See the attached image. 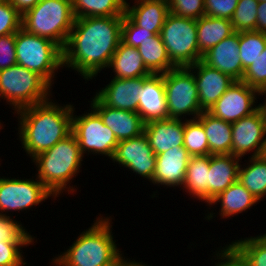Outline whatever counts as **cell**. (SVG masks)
<instances>
[{"label": "cell", "instance_id": "cell-1", "mask_svg": "<svg viewBox=\"0 0 266 266\" xmlns=\"http://www.w3.org/2000/svg\"><path fill=\"white\" fill-rule=\"evenodd\" d=\"M123 16L75 18L63 49V67L86 81L107 69L121 41Z\"/></svg>", "mask_w": 266, "mask_h": 266}, {"label": "cell", "instance_id": "cell-2", "mask_svg": "<svg viewBox=\"0 0 266 266\" xmlns=\"http://www.w3.org/2000/svg\"><path fill=\"white\" fill-rule=\"evenodd\" d=\"M73 105L58 104L52 99L22 108L18 118V135L27 156L32 159L50 149L72 133Z\"/></svg>", "mask_w": 266, "mask_h": 266}, {"label": "cell", "instance_id": "cell-3", "mask_svg": "<svg viewBox=\"0 0 266 266\" xmlns=\"http://www.w3.org/2000/svg\"><path fill=\"white\" fill-rule=\"evenodd\" d=\"M111 217H96L65 252L53 258V266H119L124 255L112 234Z\"/></svg>", "mask_w": 266, "mask_h": 266}, {"label": "cell", "instance_id": "cell-4", "mask_svg": "<svg viewBox=\"0 0 266 266\" xmlns=\"http://www.w3.org/2000/svg\"><path fill=\"white\" fill-rule=\"evenodd\" d=\"M83 158L77 138L71 133L31 160L38 168L36 177L56 198L64 191L72 194L77 190L69 183L80 172Z\"/></svg>", "mask_w": 266, "mask_h": 266}, {"label": "cell", "instance_id": "cell-5", "mask_svg": "<svg viewBox=\"0 0 266 266\" xmlns=\"http://www.w3.org/2000/svg\"><path fill=\"white\" fill-rule=\"evenodd\" d=\"M74 22L72 0H41L22 15L21 28L53 41L63 50Z\"/></svg>", "mask_w": 266, "mask_h": 266}, {"label": "cell", "instance_id": "cell-6", "mask_svg": "<svg viewBox=\"0 0 266 266\" xmlns=\"http://www.w3.org/2000/svg\"><path fill=\"white\" fill-rule=\"evenodd\" d=\"M15 48L17 64L36 72L52 87L55 72L63 68V50L53 41L22 28L16 32Z\"/></svg>", "mask_w": 266, "mask_h": 266}, {"label": "cell", "instance_id": "cell-7", "mask_svg": "<svg viewBox=\"0 0 266 266\" xmlns=\"http://www.w3.org/2000/svg\"><path fill=\"white\" fill-rule=\"evenodd\" d=\"M52 87L36 72L19 64L0 70V98L15 112L47 101Z\"/></svg>", "mask_w": 266, "mask_h": 266}, {"label": "cell", "instance_id": "cell-8", "mask_svg": "<svg viewBox=\"0 0 266 266\" xmlns=\"http://www.w3.org/2000/svg\"><path fill=\"white\" fill-rule=\"evenodd\" d=\"M160 36L176 67H188L202 60L197 43L196 19L179 17L169 12Z\"/></svg>", "mask_w": 266, "mask_h": 266}, {"label": "cell", "instance_id": "cell-9", "mask_svg": "<svg viewBox=\"0 0 266 266\" xmlns=\"http://www.w3.org/2000/svg\"><path fill=\"white\" fill-rule=\"evenodd\" d=\"M169 118L187 120L198 118L203 110L199 104L198 88L188 67H176L163 74ZM185 114V115H184Z\"/></svg>", "mask_w": 266, "mask_h": 266}, {"label": "cell", "instance_id": "cell-10", "mask_svg": "<svg viewBox=\"0 0 266 266\" xmlns=\"http://www.w3.org/2000/svg\"><path fill=\"white\" fill-rule=\"evenodd\" d=\"M91 109L79 116L72 115V133L77 138L83 156L88 152V155L101 154L112 159L119 141L113 131L104 125L100 115Z\"/></svg>", "mask_w": 266, "mask_h": 266}, {"label": "cell", "instance_id": "cell-11", "mask_svg": "<svg viewBox=\"0 0 266 266\" xmlns=\"http://www.w3.org/2000/svg\"><path fill=\"white\" fill-rule=\"evenodd\" d=\"M51 196L55 199L37 177L34 181L33 178L16 179L0 176V214L8 216L10 211L28 210Z\"/></svg>", "mask_w": 266, "mask_h": 266}, {"label": "cell", "instance_id": "cell-12", "mask_svg": "<svg viewBox=\"0 0 266 266\" xmlns=\"http://www.w3.org/2000/svg\"><path fill=\"white\" fill-rule=\"evenodd\" d=\"M257 96H259L257 89L245 82L235 81L208 112L232 124L259 108V105H255Z\"/></svg>", "mask_w": 266, "mask_h": 266}, {"label": "cell", "instance_id": "cell-13", "mask_svg": "<svg viewBox=\"0 0 266 266\" xmlns=\"http://www.w3.org/2000/svg\"><path fill=\"white\" fill-rule=\"evenodd\" d=\"M231 125L232 155L242 159L247 153L253 152L250 157L261 156L266 136V122L261 109Z\"/></svg>", "mask_w": 266, "mask_h": 266}, {"label": "cell", "instance_id": "cell-14", "mask_svg": "<svg viewBox=\"0 0 266 266\" xmlns=\"http://www.w3.org/2000/svg\"><path fill=\"white\" fill-rule=\"evenodd\" d=\"M111 160L152 182L156 154L144 133L135 138L119 141Z\"/></svg>", "mask_w": 266, "mask_h": 266}, {"label": "cell", "instance_id": "cell-15", "mask_svg": "<svg viewBox=\"0 0 266 266\" xmlns=\"http://www.w3.org/2000/svg\"><path fill=\"white\" fill-rule=\"evenodd\" d=\"M188 68L194 74L199 104L203 111H208L236 81L228 74L209 67L202 60L188 66Z\"/></svg>", "mask_w": 266, "mask_h": 266}, {"label": "cell", "instance_id": "cell-16", "mask_svg": "<svg viewBox=\"0 0 266 266\" xmlns=\"http://www.w3.org/2000/svg\"><path fill=\"white\" fill-rule=\"evenodd\" d=\"M91 99L90 107L100 115L104 125L113 131L118 141L144 133V123L137 112L108 107L96 95Z\"/></svg>", "mask_w": 266, "mask_h": 266}, {"label": "cell", "instance_id": "cell-17", "mask_svg": "<svg viewBox=\"0 0 266 266\" xmlns=\"http://www.w3.org/2000/svg\"><path fill=\"white\" fill-rule=\"evenodd\" d=\"M137 113L144 124L169 118L163 74L143 77Z\"/></svg>", "mask_w": 266, "mask_h": 266}, {"label": "cell", "instance_id": "cell-18", "mask_svg": "<svg viewBox=\"0 0 266 266\" xmlns=\"http://www.w3.org/2000/svg\"><path fill=\"white\" fill-rule=\"evenodd\" d=\"M190 155L184 146H175L156 155V166L152 184L169 187H183Z\"/></svg>", "mask_w": 266, "mask_h": 266}, {"label": "cell", "instance_id": "cell-19", "mask_svg": "<svg viewBox=\"0 0 266 266\" xmlns=\"http://www.w3.org/2000/svg\"><path fill=\"white\" fill-rule=\"evenodd\" d=\"M143 85V77L113 79L96 96L108 107L137 112Z\"/></svg>", "mask_w": 266, "mask_h": 266}, {"label": "cell", "instance_id": "cell-20", "mask_svg": "<svg viewBox=\"0 0 266 266\" xmlns=\"http://www.w3.org/2000/svg\"><path fill=\"white\" fill-rule=\"evenodd\" d=\"M239 54V32H235L207 51L202 61L209 67L228 74L236 81H241L244 70Z\"/></svg>", "mask_w": 266, "mask_h": 266}, {"label": "cell", "instance_id": "cell-21", "mask_svg": "<svg viewBox=\"0 0 266 266\" xmlns=\"http://www.w3.org/2000/svg\"><path fill=\"white\" fill-rule=\"evenodd\" d=\"M144 134L156 155L168 151L175 146H183V119L168 118L144 124Z\"/></svg>", "mask_w": 266, "mask_h": 266}, {"label": "cell", "instance_id": "cell-22", "mask_svg": "<svg viewBox=\"0 0 266 266\" xmlns=\"http://www.w3.org/2000/svg\"><path fill=\"white\" fill-rule=\"evenodd\" d=\"M240 159L232 154L210 155L208 204L238 180Z\"/></svg>", "mask_w": 266, "mask_h": 266}, {"label": "cell", "instance_id": "cell-23", "mask_svg": "<svg viewBox=\"0 0 266 266\" xmlns=\"http://www.w3.org/2000/svg\"><path fill=\"white\" fill-rule=\"evenodd\" d=\"M134 5L126 1L125 13L139 26L160 34L169 13L168 0H134Z\"/></svg>", "mask_w": 266, "mask_h": 266}, {"label": "cell", "instance_id": "cell-24", "mask_svg": "<svg viewBox=\"0 0 266 266\" xmlns=\"http://www.w3.org/2000/svg\"><path fill=\"white\" fill-rule=\"evenodd\" d=\"M107 68L115 73V78L130 79L145 77L152 74L145 66L137 48L128 46L120 41Z\"/></svg>", "mask_w": 266, "mask_h": 266}, {"label": "cell", "instance_id": "cell-25", "mask_svg": "<svg viewBox=\"0 0 266 266\" xmlns=\"http://www.w3.org/2000/svg\"><path fill=\"white\" fill-rule=\"evenodd\" d=\"M205 130L208 138L209 155L232 154V125L203 111L196 118Z\"/></svg>", "mask_w": 266, "mask_h": 266}, {"label": "cell", "instance_id": "cell-26", "mask_svg": "<svg viewBox=\"0 0 266 266\" xmlns=\"http://www.w3.org/2000/svg\"><path fill=\"white\" fill-rule=\"evenodd\" d=\"M218 202L221 206L219 215L222 218H229L251 209L259 201L237 180L212 199L208 205H216Z\"/></svg>", "mask_w": 266, "mask_h": 266}, {"label": "cell", "instance_id": "cell-27", "mask_svg": "<svg viewBox=\"0 0 266 266\" xmlns=\"http://www.w3.org/2000/svg\"><path fill=\"white\" fill-rule=\"evenodd\" d=\"M197 43L203 56L213 46L235 33L229 19L204 15L196 20Z\"/></svg>", "mask_w": 266, "mask_h": 266}, {"label": "cell", "instance_id": "cell-28", "mask_svg": "<svg viewBox=\"0 0 266 266\" xmlns=\"http://www.w3.org/2000/svg\"><path fill=\"white\" fill-rule=\"evenodd\" d=\"M210 169V155L190 156L185 181L181 189H185L191 198L205 201L208 204V173Z\"/></svg>", "mask_w": 266, "mask_h": 266}, {"label": "cell", "instance_id": "cell-29", "mask_svg": "<svg viewBox=\"0 0 266 266\" xmlns=\"http://www.w3.org/2000/svg\"><path fill=\"white\" fill-rule=\"evenodd\" d=\"M248 158L247 166H239L238 181L260 202L266 197V157Z\"/></svg>", "mask_w": 266, "mask_h": 266}, {"label": "cell", "instance_id": "cell-30", "mask_svg": "<svg viewBox=\"0 0 266 266\" xmlns=\"http://www.w3.org/2000/svg\"><path fill=\"white\" fill-rule=\"evenodd\" d=\"M146 68L152 74H164L176 66L171 62L160 34L142 42L137 48Z\"/></svg>", "mask_w": 266, "mask_h": 266}, {"label": "cell", "instance_id": "cell-31", "mask_svg": "<svg viewBox=\"0 0 266 266\" xmlns=\"http://www.w3.org/2000/svg\"><path fill=\"white\" fill-rule=\"evenodd\" d=\"M75 18L124 16L126 0H72Z\"/></svg>", "mask_w": 266, "mask_h": 266}, {"label": "cell", "instance_id": "cell-32", "mask_svg": "<svg viewBox=\"0 0 266 266\" xmlns=\"http://www.w3.org/2000/svg\"><path fill=\"white\" fill-rule=\"evenodd\" d=\"M247 266H266V233L232 241L229 244Z\"/></svg>", "mask_w": 266, "mask_h": 266}, {"label": "cell", "instance_id": "cell-33", "mask_svg": "<svg viewBox=\"0 0 266 266\" xmlns=\"http://www.w3.org/2000/svg\"><path fill=\"white\" fill-rule=\"evenodd\" d=\"M183 146L190 156L209 155L208 138L203 125L197 119L184 120Z\"/></svg>", "mask_w": 266, "mask_h": 266}, {"label": "cell", "instance_id": "cell-34", "mask_svg": "<svg viewBox=\"0 0 266 266\" xmlns=\"http://www.w3.org/2000/svg\"><path fill=\"white\" fill-rule=\"evenodd\" d=\"M266 47V34L256 31L239 32V49L243 70L261 55Z\"/></svg>", "mask_w": 266, "mask_h": 266}, {"label": "cell", "instance_id": "cell-35", "mask_svg": "<svg viewBox=\"0 0 266 266\" xmlns=\"http://www.w3.org/2000/svg\"><path fill=\"white\" fill-rule=\"evenodd\" d=\"M258 0H239L230 22L235 32L255 31Z\"/></svg>", "mask_w": 266, "mask_h": 266}, {"label": "cell", "instance_id": "cell-36", "mask_svg": "<svg viewBox=\"0 0 266 266\" xmlns=\"http://www.w3.org/2000/svg\"><path fill=\"white\" fill-rule=\"evenodd\" d=\"M12 216L0 214V241L34 242V237Z\"/></svg>", "mask_w": 266, "mask_h": 266}, {"label": "cell", "instance_id": "cell-37", "mask_svg": "<svg viewBox=\"0 0 266 266\" xmlns=\"http://www.w3.org/2000/svg\"><path fill=\"white\" fill-rule=\"evenodd\" d=\"M155 34L139 27L126 13L123 16L121 27V41L134 48L142 45V42L153 37Z\"/></svg>", "mask_w": 266, "mask_h": 266}, {"label": "cell", "instance_id": "cell-38", "mask_svg": "<svg viewBox=\"0 0 266 266\" xmlns=\"http://www.w3.org/2000/svg\"><path fill=\"white\" fill-rule=\"evenodd\" d=\"M241 81L258 91L266 88V47L261 55L254 60L252 65L244 70Z\"/></svg>", "mask_w": 266, "mask_h": 266}, {"label": "cell", "instance_id": "cell-39", "mask_svg": "<svg viewBox=\"0 0 266 266\" xmlns=\"http://www.w3.org/2000/svg\"><path fill=\"white\" fill-rule=\"evenodd\" d=\"M22 15L8 1L0 0V36L16 34L21 28Z\"/></svg>", "mask_w": 266, "mask_h": 266}, {"label": "cell", "instance_id": "cell-40", "mask_svg": "<svg viewBox=\"0 0 266 266\" xmlns=\"http://www.w3.org/2000/svg\"><path fill=\"white\" fill-rule=\"evenodd\" d=\"M34 242H5L0 241V266H25L24 255L21 252L23 247H27Z\"/></svg>", "mask_w": 266, "mask_h": 266}, {"label": "cell", "instance_id": "cell-41", "mask_svg": "<svg viewBox=\"0 0 266 266\" xmlns=\"http://www.w3.org/2000/svg\"><path fill=\"white\" fill-rule=\"evenodd\" d=\"M169 12L184 18L199 19L205 15L204 0H168Z\"/></svg>", "mask_w": 266, "mask_h": 266}, {"label": "cell", "instance_id": "cell-42", "mask_svg": "<svg viewBox=\"0 0 266 266\" xmlns=\"http://www.w3.org/2000/svg\"><path fill=\"white\" fill-rule=\"evenodd\" d=\"M239 0H204L205 15L231 19Z\"/></svg>", "mask_w": 266, "mask_h": 266}, {"label": "cell", "instance_id": "cell-43", "mask_svg": "<svg viewBox=\"0 0 266 266\" xmlns=\"http://www.w3.org/2000/svg\"><path fill=\"white\" fill-rule=\"evenodd\" d=\"M15 43L16 34L0 36V70L17 64Z\"/></svg>", "mask_w": 266, "mask_h": 266}, {"label": "cell", "instance_id": "cell-44", "mask_svg": "<svg viewBox=\"0 0 266 266\" xmlns=\"http://www.w3.org/2000/svg\"><path fill=\"white\" fill-rule=\"evenodd\" d=\"M219 250L214 254L217 256L215 260H220L214 264L215 266H247L245 261L230 245L226 244L225 247L223 246Z\"/></svg>", "mask_w": 266, "mask_h": 266}, {"label": "cell", "instance_id": "cell-45", "mask_svg": "<svg viewBox=\"0 0 266 266\" xmlns=\"http://www.w3.org/2000/svg\"><path fill=\"white\" fill-rule=\"evenodd\" d=\"M255 31L266 34V1L258 4Z\"/></svg>", "mask_w": 266, "mask_h": 266}, {"label": "cell", "instance_id": "cell-46", "mask_svg": "<svg viewBox=\"0 0 266 266\" xmlns=\"http://www.w3.org/2000/svg\"><path fill=\"white\" fill-rule=\"evenodd\" d=\"M23 15L26 11L35 7L41 0H8Z\"/></svg>", "mask_w": 266, "mask_h": 266}, {"label": "cell", "instance_id": "cell-47", "mask_svg": "<svg viewBox=\"0 0 266 266\" xmlns=\"http://www.w3.org/2000/svg\"><path fill=\"white\" fill-rule=\"evenodd\" d=\"M142 263H143L142 261L141 262L140 261L138 262L136 260L131 261L130 259L126 258V260H124L119 266H150L145 263L143 264Z\"/></svg>", "mask_w": 266, "mask_h": 266}, {"label": "cell", "instance_id": "cell-48", "mask_svg": "<svg viewBox=\"0 0 266 266\" xmlns=\"http://www.w3.org/2000/svg\"><path fill=\"white\" fill-rule=\"evenodd\" d=\"M261 95L262 96L265 95V97H266V88H264L263 90L259 91V96L261 97ZM264 99H265V101L263 102V104L259 103L258 105H259V108L261 109V111L263 113V116H264L265 122H266V98H264Z\"/></svg>", "mask_w": 266, "mask_h": 266}, {"label": "cell", "instance_id": "cell-49", "mask_svg": "<svg viewBox=\"0 0 266 266\" xmlns=\"http://www.w3.org/2000/svg\"><path fill=\"white\" fill-rule=\"evenodd\" d=\"M262 155L264 157H266V137H265V145H264V149H263Z\"/></svg>", "mask_w": 266, "mask_h": 266}]
</instances>
